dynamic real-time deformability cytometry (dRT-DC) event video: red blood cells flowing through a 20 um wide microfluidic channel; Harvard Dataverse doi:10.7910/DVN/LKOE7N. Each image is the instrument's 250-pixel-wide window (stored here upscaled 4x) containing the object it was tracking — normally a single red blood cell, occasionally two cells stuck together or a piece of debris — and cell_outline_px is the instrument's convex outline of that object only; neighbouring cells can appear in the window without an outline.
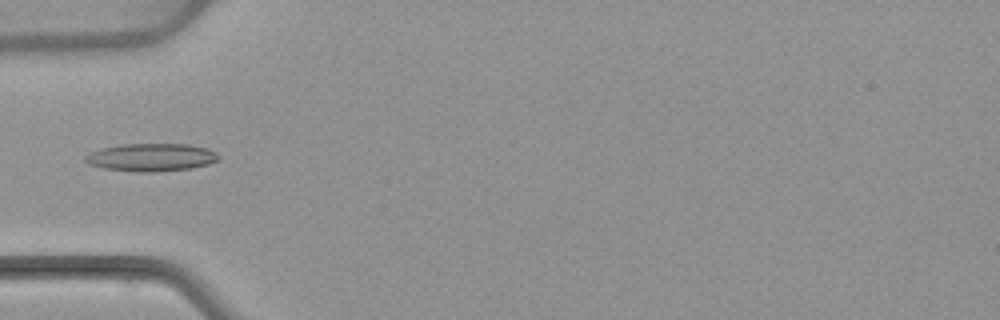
{"species": "common noctule bat (a hibernating species)", "species_latin": "Nyctalus noctula", "temperature_condition": "warm", "stored_images_in_passage": 5, "camera_frame_rate_fps": 3000, "um_per_image_px": 0.085, "animal": {"sex": "female", "body_mass_g": 22.7, "forearm_length_mm": 54.2}, "frame": {"image": 1, "passage_image": 5, "time_ms": 5.0, "image_size_px": [1000, 320], "cell_outline_px": [[220, 160], [208, 164], [192, 168], [156, 172], [136, 172], [104, 168], [88, 164], [84, 160], [84, 156], [100, 148], [120, 144], [188, 144], [208, 148], [216, 152], [220, 156]], "centroid_in_image_um": [12.88, 13.37], "position_along_channel_um": 72.1, "area_um2": 21.85}}